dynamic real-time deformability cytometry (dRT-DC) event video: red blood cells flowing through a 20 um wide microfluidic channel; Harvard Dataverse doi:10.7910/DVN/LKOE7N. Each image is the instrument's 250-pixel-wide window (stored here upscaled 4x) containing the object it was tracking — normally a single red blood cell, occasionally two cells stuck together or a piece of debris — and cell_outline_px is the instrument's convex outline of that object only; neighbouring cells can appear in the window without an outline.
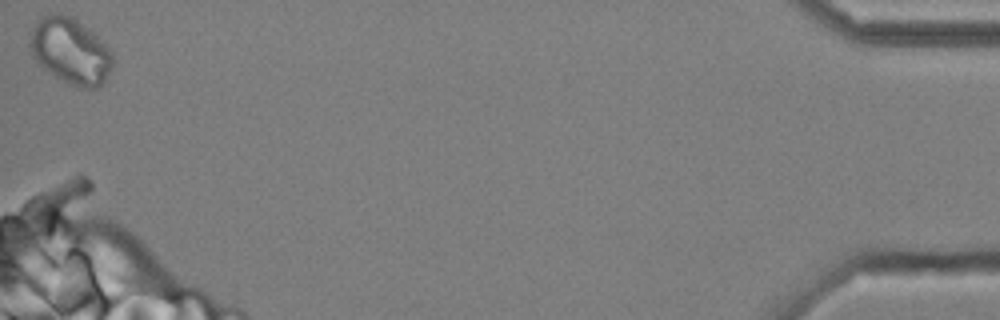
{"species": "common noctule bat (a hibernating species)", "species_latin": "Nyctalus noctula", "temperature_condition": "cold", "stored_images_in_passage": 51, "camera_frame_rate_fps": 3000, "um_per_image_px": 0.085, "animal": {"sex": "male", "body_mass_g": 20.4}, "frame": {"image": 1, "passage_image": 51, "time_ms": 16.667, "image_size_px": [1000, 320], "cell_outline_px": [[112, 64], [108, 76], [100, 88], [84, 88], [68, 84], [44, 68], [32, 56], [28, 44], [28, 40], [32, 28], [40, 16], [52, 12], [64, 12], [76, 20], [96, 36], [108, 48], [112, 56]], "centroid_in_image_um": [5.94, 4.32], "position_along_channel_um": 429.3, "area_um2": 31.79}, "authors_computed_cell_mechanics": {"area_um2": 27.166, "velocity_mm_per_s": 3.7132, "shape_relaxation_time_tau1_ms": null, "shape_relaxation_time_tau2_ms": 2.0963, "deformation_change_tau1": null, "deformation_change_tau2": 0.0823}}